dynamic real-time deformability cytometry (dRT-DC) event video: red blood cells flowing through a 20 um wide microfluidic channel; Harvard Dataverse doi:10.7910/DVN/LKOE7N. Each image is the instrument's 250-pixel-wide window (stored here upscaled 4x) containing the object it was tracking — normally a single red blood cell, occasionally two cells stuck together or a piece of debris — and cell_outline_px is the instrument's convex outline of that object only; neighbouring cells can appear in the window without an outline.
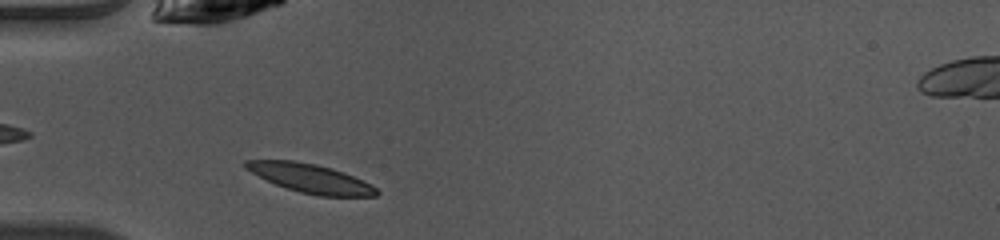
{"species": "common noctule bat (a hibernating species)", "species_latin": "Nyctalus noctula", "temperature_condition": "warm", "stored_images_in_passage": 32, "camera_frame_rate_fps": 3000, "um_per_image_px": 0.085, "animal": {"sex": "female", "body_mass_g": 10.0, "forearm_length_mm": 53.1}, "frame": {"image": 1, "passage_image": 1, "time_ms": 0.0, "image_size_px": [1000, 240], "cell_outline_px": [[380, 192], [376, 196], [320, 196], [300, 192], [276, 184], [244, 168], [244, 160], [292, 160], [316, 164], [332, 168], [344, 172], [364, 180], [372, 184]], "centroid_in_image_um": [26.44, 15.15], "position_along_channel_um": 58.6, "area_um2": 21.91}}
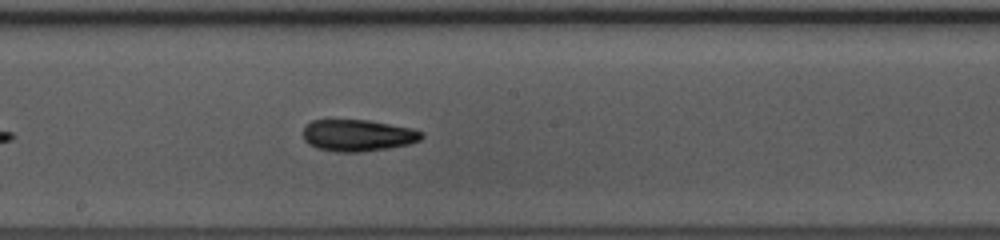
{"frame": {"image": 2, "passage_image": 13, "time_ms": 4.0, "image_size_px": [1000, 240], "cell_outline_px": [[424, 136], [420, 140], [408, 144], [388, 148], [360, 152], [336, 152], [316, 148], [308, 144], [304, 140], [304, 128], [312, 120], [368, 120], [412, 128], [424, 132]], "centroid_in_image_um": [30.42, 11.51], "position_along_channel_um": 217.8, "area_um2": 21.91}}
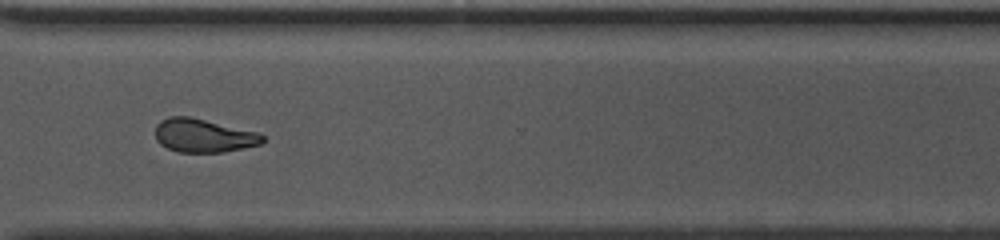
{"frame": {"image": 3, "passage_image": 23, "time_ms": 7.333, "image_size_px": [1000, 240], "cell_outline_px": [[264, 140], [260, 144], [244, 148], [224, 152], [180, 152], [168, 148], [160, 144], [156, 140], [156, 124], [160, 120], [168, 116], [188, 116], [260, 132], [264, 136]], "centroid_in_image_um": [17.3, 11.52], "position_along_channel_um": 353.3, "area_um2": 21.04}, "authors_computed_cell_mechanics": {"area_um2": 21.5594, "velocity_mm_per_s": 4.0742, "shape_relaxation_time_tau1_ms": 9.1946, "shape_relaxation_time_tau2_ms": 8.5607, "deformation_change_tau1": 0.2316, "deformation_change_tau2": 0.1524}}